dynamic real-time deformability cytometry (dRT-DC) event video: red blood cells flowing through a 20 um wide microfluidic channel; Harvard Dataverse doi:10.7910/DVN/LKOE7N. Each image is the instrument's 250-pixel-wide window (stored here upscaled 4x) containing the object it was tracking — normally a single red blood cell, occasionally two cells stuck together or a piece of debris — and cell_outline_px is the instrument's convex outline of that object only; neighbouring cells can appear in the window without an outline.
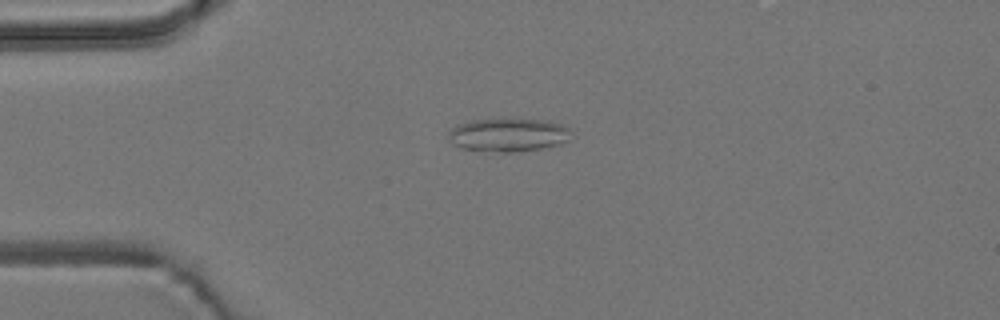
{"species": "common noctule bat (a hibernating species)", "species_latin": "Nyctalus noctula", "temperature_condition": "room temperature", "stored_images_in_passage": 6, "camera_frame_rate_fps": 3000, "um_per_image_px": 0.085, "animal": {"sex": "male", "body_mass_g": 19.2, "forearm_length_mm": 51.8}, "frame": {"image": 1, "passage_image": 6, "time_ms": 6.667, "image_size_px": [1000, 320], "cell_outline_px": [[572, 132], [568, 140], [560, 144], [540, 148], [516, 152], [500, 152], [460, 148], [452, 144], [448, 140], [448, 132], [456, 124], [468, 120], [548, 120], [560, 124], [568, 128]], "centroid_in_image_um": [43.16, 11.47], "position_along_channel_um": 41.8, "area_um2": 23.76}}